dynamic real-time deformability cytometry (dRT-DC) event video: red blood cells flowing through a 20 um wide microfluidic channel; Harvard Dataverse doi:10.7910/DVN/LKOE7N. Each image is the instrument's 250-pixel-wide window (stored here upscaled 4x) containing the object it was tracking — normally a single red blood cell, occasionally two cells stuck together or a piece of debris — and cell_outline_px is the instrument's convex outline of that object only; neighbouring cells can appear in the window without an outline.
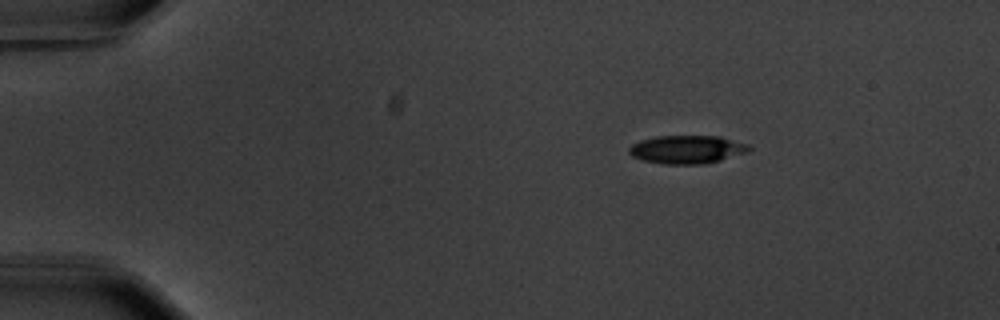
{"species": "common noctule bat (a hibernating species)", "species_latin": "Nyctalus noctula", "temperature_condition": "warm", "stored_images_in_passage": 6, "camera_frame_rate_fps": 3000, "um_per_image_px": 0.085, "animal": {"sex": "male", "body_mass_g": 20.1, "forearm_length_mm": 53.5}, "frame": {"image": 1, "passage_image": 1, "time_ms": 0.0, "image_size_px": [1000, 320], "cell_outline_px": [[752, 148], [748, 152], [720, 160], [704, 164], [664, 164], [644, 160], [632, 156], [628, 152], [628, 148], [632, 144], [640, 140], [656, 136], [720, 136], [748, 144]], "centroid_in_image_um": [58.4, 12.7], "position_along_channel_um": 26.6, "area_um2": 19.77}}